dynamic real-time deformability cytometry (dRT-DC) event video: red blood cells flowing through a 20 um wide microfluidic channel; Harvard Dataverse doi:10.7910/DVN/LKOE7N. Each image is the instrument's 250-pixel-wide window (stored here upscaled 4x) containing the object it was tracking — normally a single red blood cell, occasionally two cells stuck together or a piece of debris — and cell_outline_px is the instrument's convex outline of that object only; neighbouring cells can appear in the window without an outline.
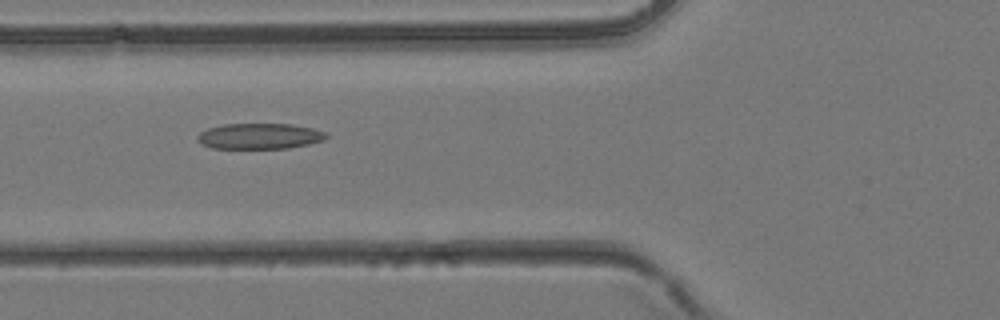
{"species": "common noctule bat (a hibernating species)", "species_latin": "Nyctalus noctula", "temperature_condition": "room temperature", "stored_images_in_passage": 43, "camera_frame_rate_fps": 3000, "um_per_image_px": 0.085, "animal": {"sex": "female", "body_mass_g": 24.6, "forearm_length_mm": 56.2}, "frame": {"image": 1, "passage_image": 17, "time_ms": 5.333, "image_size_px": [1000, 320], "cell_outline_px": [[328, 136], [324, 140], [308, 144], [288, 148], [212, 148], [200, 144], [196, 140], [196, 136], [200, 132], [208, 128], [224, 124], [292, 124], [312, 128], [324, 132]], "centroid_in_image_um": [22.02, 11.57], "position_along_channel_um": 103.8, "area_um2": 19.31}}
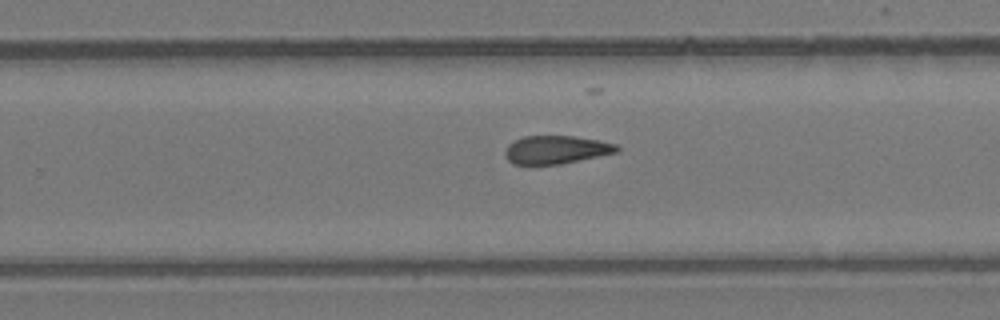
{"frame": {"image": 2, "passage_image": 28, "time_ms": 9.0, "image_size_px": [1000, 320], "cell_outline_px": [[620, 152], [560, 164], [528, 168], [512, 164], [508, 160], [504, 152], [508, 144], [524, 136], [572, 136], [600, 140], [616, 144], [620, 148]], "centroid_in_image_um": [47.23, 12.77], "position_along_channel_um": 282.6, "area_um2": 19.07}}
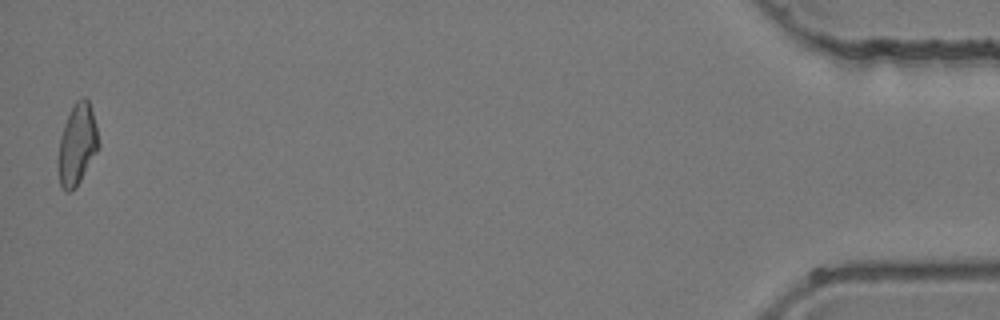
{"frame": {"image": 3, "passage_image": 43, "time_ms": 14.0, "image_size_px": [1000, 320], "cell_outline_px": [[100, 148], [80, 180], [68, 192], [60, 184], [60, 136], [64, 124], [76, 100], [84, 96], [88, 100], [96, 124], [100, 144]], "centroid_in_image_um": [6.61, 12.21], "position_along_channel_um": 428.6, "area_um2": 18.38}}